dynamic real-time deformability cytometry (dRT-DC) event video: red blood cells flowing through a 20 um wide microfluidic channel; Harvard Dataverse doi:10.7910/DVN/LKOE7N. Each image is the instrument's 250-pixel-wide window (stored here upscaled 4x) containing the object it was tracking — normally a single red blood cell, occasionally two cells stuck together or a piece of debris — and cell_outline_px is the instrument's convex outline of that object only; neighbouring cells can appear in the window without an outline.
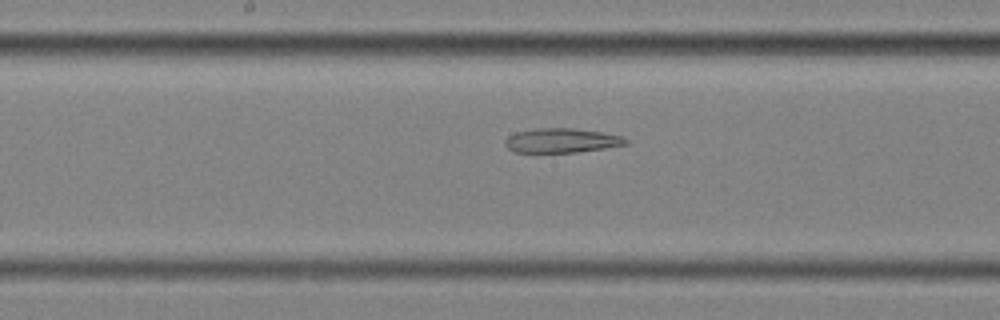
{"species": "common noctule bat (a hibernating species)", "species_latin": "Nyctalus noctula", "temperature_condition": "cold", "stored_images_in_passage": 43, "camera_frame_rate_fps": 3000, "um_per_image_px": 0.085, "animal": {"sex": "female", "body_mass_g": 25.1}, "frame": {"image": 1, "passage_image": 17, "time_ms": 5.333, "image_size_px": [1000, 320], "cell_outline_px": [[628, 144], [604, 148], [576, 152], [516, 152], [508, 148], [504, 144], [504, 140], [508, 136], [516, 132], [540, 128], [572, 128], [604, 132], [624, 136], [628, 140]], "centroid_in_image_um": [47.76, 11.94], "position_along_channel_um": 200.4, "area_um2": 17.17}}
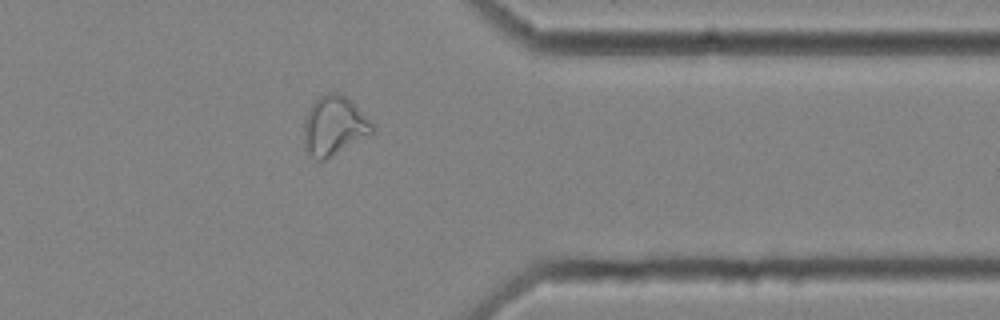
{"frame": {"image": 2, "passage_image": 33, "time_ms": 10.667, "image_size_px": [1000, 320], "cell_outline_px": [[376, 128], [372, 132], [324, 160], [316, 160], [304, 148], [304, 120], [312, 104], [320, 96], [328, 92], [336, 92], [348, 96], [352, 100]], "centroid_in_image_um": [28.38, 10.66], "position_along_channel_um": 383.0, "area_um2": 23.24}}
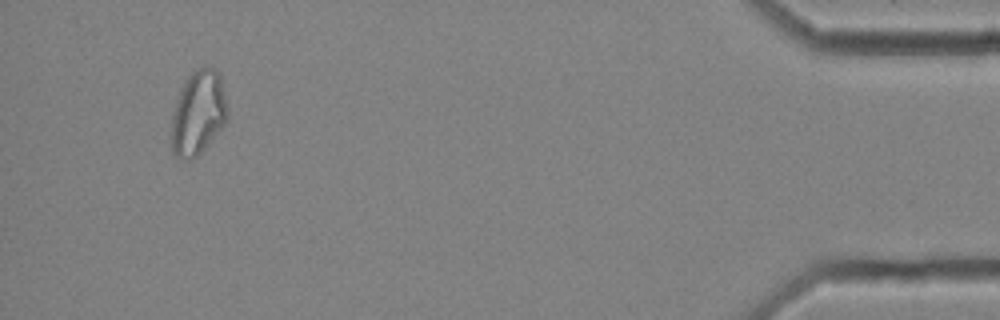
{"frame": {"image": 3, "passage_image": 41, "time_ms": 13.333, "image_size_px": [1000, 320], "cell_outline_px": [[228, 116], [224, 124], [204, 148], [196, 156], [188, 160], [176, 160], [172, 152], [172, 116], [176, 100], [184, 80], [192, 72], [200, 68], [216, 68], [220, 72], [228, 108]], "centroid_in_image_um": [16.84, 9.59], "position_along_channel_um": 418.4, "area_um2": 27.57}}